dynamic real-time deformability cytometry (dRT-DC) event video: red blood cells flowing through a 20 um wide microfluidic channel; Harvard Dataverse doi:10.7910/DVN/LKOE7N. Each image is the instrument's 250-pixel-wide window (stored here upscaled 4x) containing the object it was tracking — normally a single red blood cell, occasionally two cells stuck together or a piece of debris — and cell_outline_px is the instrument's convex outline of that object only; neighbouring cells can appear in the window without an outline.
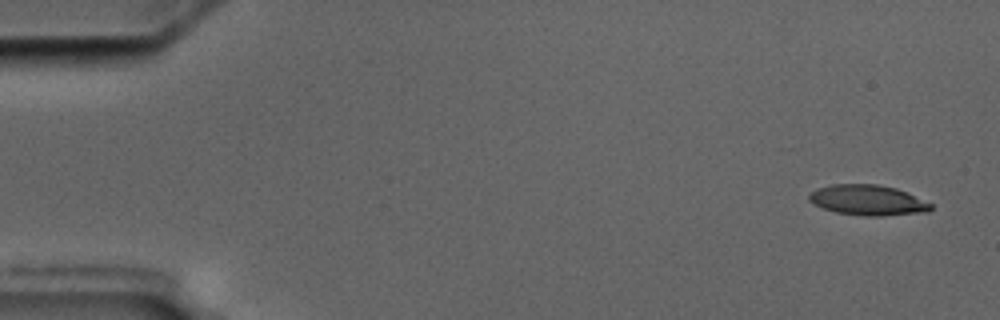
{"species": "common noctule bat (a hibernating species)", "species_latin": "Nyctalus noctula", "temperature_condition": "cold", "stored_images_in_passage": 9, "camera_frame_rate_fps": 3000, "um_per_image_px": 0.085, "animal": {"sex": "male", "body_mass_g": 17.5, "forearm_length_mm": 52.3}, "frame": {"image": 1, "passage_image": 1, "time_ms": 0.0, "image_size_px": [1000, 320], "cell_outline_px": [[932, 208], [928, 212], [880, 216], [864, 216], [836, 212], [824, 208], [808, 200], [808, 196], [816, 188], [832, 184], [876, 184], [896, 188], [932, 204]], "centroid_in_image_um": [73.75, 17.01], "position_along_channel_um": 11.2, "area_um2": 21.39}}
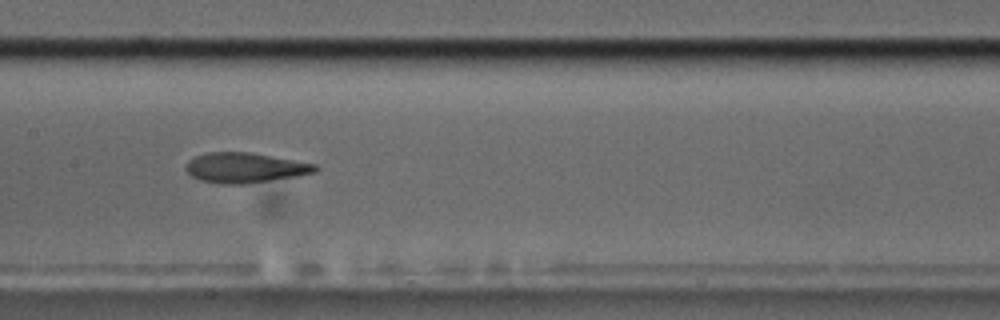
{"frame": {"image": 2, "passage_image": 8, "time_ms": 8.667, "image_size_px": [1000, 320], "cell_outline_px": [[320, 168], [316, 172], [296, 176], [244, 184], [220, 184], [200, 180], [192, 176], [184, 168], [188, 160], [196, 156], [208, 152], [252, 152], [316, 164]], "centroid_in_image_um": [20.82, 14.25], "position_along_channel_um": 186.6, "area_um2": 22.72}}
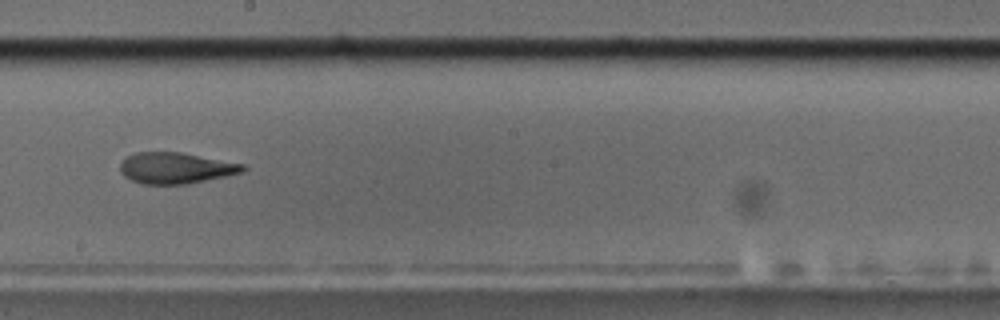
{"frame": {"image": 3, "passage_image": 9, "time_ms": 10.0, "image_size_px": [1000, 320], "cell_outline_px": [[248, 168], [244, 172], [188, 184], [144, 184], [132, 180], [124, 176], [120, 172], [120, 164], [128, 156], [136, 152], [180, 152], [244, 164]], "centroid_in_image_um": [14.96, 14.28], "position_along_channel_um": 233.2, "area_um2": 22.2}}